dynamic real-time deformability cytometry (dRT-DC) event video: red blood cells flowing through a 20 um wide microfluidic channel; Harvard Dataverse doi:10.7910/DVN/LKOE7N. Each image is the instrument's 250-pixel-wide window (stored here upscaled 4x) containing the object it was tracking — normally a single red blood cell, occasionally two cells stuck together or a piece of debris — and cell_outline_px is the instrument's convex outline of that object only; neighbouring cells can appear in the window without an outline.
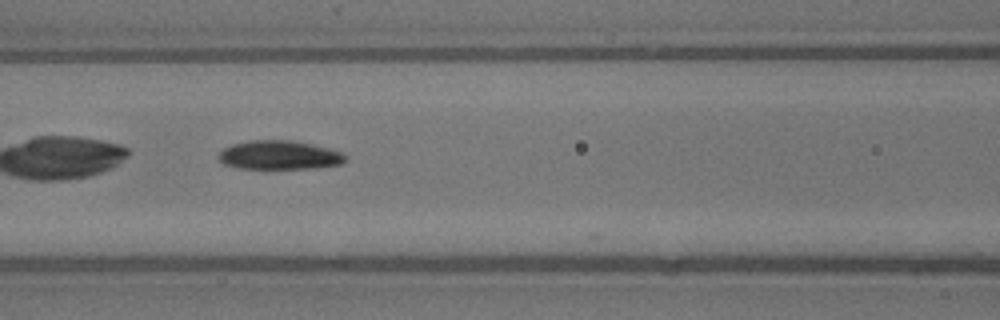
{"species": "common noctule bat (a hibernating species)", "species_latin": "Nyctalus noctula", "temperature_condition": "warm", "stored_images_in_passage": 17, "camera_frame_rate_fps": 3000, "um_per_image_px": 0.085, "animal": {"sex": "male", "body_mass_g": 13.3}, "frame": {"image": 1, "passage_image": 8, "time_ms": 2.333, "image_size_px": [1000, 320], "cell_outline_px": [[344, 160], [340, 164], [312, 168], [240, 168], [224, 164], [220, 160], [220, 152], [224, 148], [232, 144], [248, 140], [292, 140], [312, 144], [340, 152], [344, 156]], "centroid_in_image_um": [23.7, 13.17], "position_along_channel_um": 142.9, "area_um2": 20.92}}